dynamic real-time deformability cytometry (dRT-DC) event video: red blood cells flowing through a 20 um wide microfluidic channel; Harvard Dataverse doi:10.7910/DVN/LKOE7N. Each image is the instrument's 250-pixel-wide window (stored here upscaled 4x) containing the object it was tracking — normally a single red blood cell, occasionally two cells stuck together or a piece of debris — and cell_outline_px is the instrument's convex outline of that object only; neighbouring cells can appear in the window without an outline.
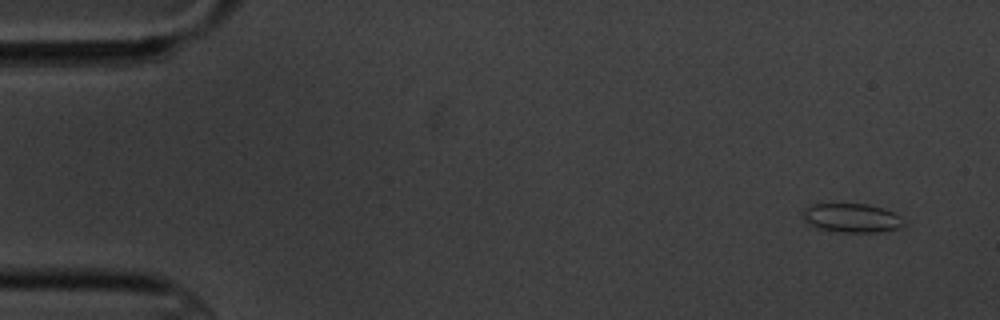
{"species": "common noctule bat (a hibernating species)", "species_latin": "Nyctalus noctula", "temperature_condition": "cold", "stored_images_in_passage": 3, "camera_frame_rate_fps": 3000, "um_per_image_px": 0.085, "animal": {"sex": "male", "body_mass_g": 20.1, "forearm_length_mm": 53.5}, "frame": {"image": 1, "passage_image": 1, "time_ms": 0.0, "image_size_px": [1000, 320], "cell_outline_px": [[908, 224], [900, 228], [880, 232], [840, 232], [816, 228], [808, 224], [804, 220], [804, 208], [812, 204], [868, 204], [892, 212], [908, 220]], "centroid_in_image_um": [72.45, 18.54], "position_along_channel_um": 12.5, "area_um2": 17.22}}